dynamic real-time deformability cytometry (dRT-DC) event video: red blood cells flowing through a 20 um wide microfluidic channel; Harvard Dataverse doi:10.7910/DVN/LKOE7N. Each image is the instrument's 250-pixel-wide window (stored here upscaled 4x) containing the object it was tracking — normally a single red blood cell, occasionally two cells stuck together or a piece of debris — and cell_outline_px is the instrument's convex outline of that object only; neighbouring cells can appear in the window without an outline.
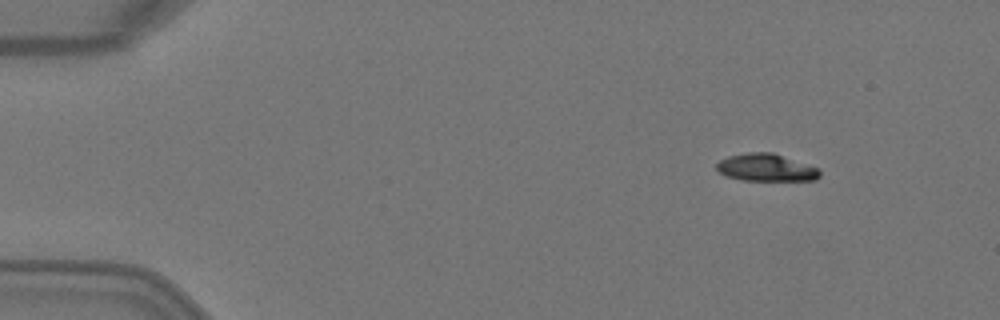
{"species": "Egyptian fruit bat (a non-hibernating species)", "species_latin": "Rousettus aegyptiacus", "temperature_condition": "warm", "stored_images_in_passage": 5, "camera_frame_rate_fps": 3000, "um_per_image_px": 0.085, "animal": {"sex": "female"}, "frame": {"image": 1, "passage_image": 1, "time_ms": 0.0, "image_size_px": [1000, 320], "cell_outline_px": [[820, 176], [816, 180], [740, 180], [728, 176], [720, 172], [716, 168], [716, 164], [720, 160], [728, 156], [748, 152], [772, 152], [820, 168]], "centroid_in_image_um": [65.14, 14.24], "position_along_channel_um": 19.9, "area_um2": 16.47}}
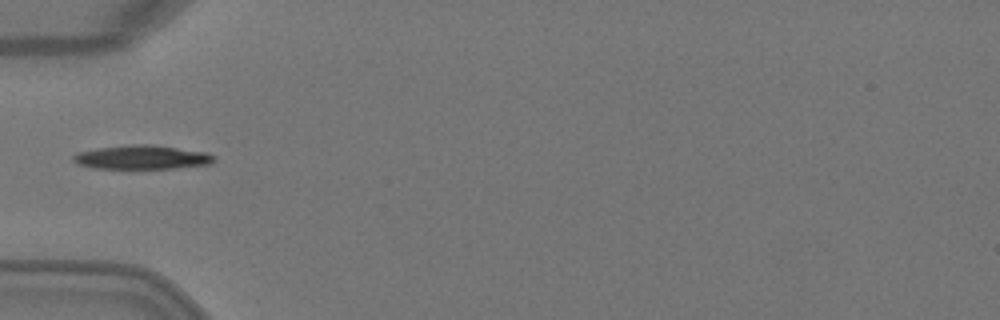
{"frame": {"image": 2, "passage_image": 4, "time_ms": 1.0, "image_size_px": [1000, 320], "cell_outline_px": [[216, 160], [212, 164], [176, 168], [92, 168], [80, 164], [72, 160], [72, 156], [80, 152], [100, 148], [132, 144], [152, 144], [204, 152], [216, 156]], "centroid_in_image_um": [12.13, 13.37], "position_along_channel_um": 72.9, "area_um2": 19.48}}
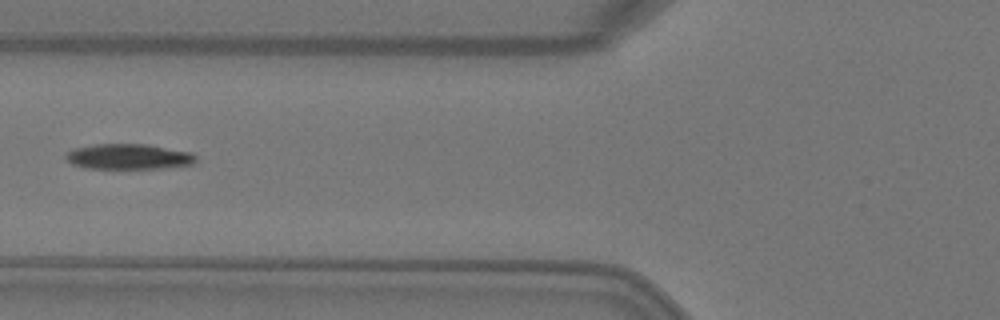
{"frame": {"image": 3, "passage_image": 5, "time_ms": 1.333, "image_size_px": [1000, 320], "cell_outline_px": [[196, 160], [192, 164], [172, 168], [84, 168], [72, 164], [64, 156], [68, 152], [76, 148], [96, 144], [144, 144], [192, 152], [196, 156]], "centroid_in_image_um": [10.97, 13.32], "position_along_channel_um": 114.8, "area_um2": 19.19}}